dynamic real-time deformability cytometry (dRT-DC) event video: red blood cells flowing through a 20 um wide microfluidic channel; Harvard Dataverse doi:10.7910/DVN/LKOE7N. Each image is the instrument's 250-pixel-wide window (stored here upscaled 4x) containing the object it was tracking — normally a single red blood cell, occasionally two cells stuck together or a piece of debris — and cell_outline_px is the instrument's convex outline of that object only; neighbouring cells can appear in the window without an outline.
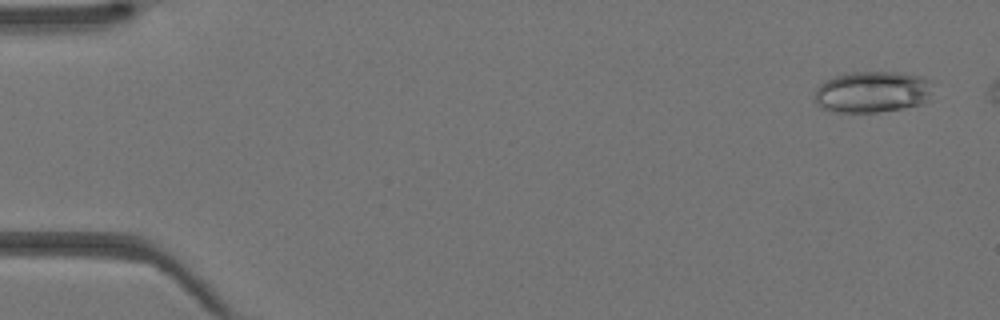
{"species": "Egyptian fruit bat (a non-hibernating species)", "species_latin": "Rousettus aegyptiacus", "temperature_condition": "warm", "stored_images_in_passage": 5, "camera_frame_rate_fps": 3000, "um_per_image_px": 0.085, "animal": {"sex": "female"}, "frame": {"image": 1, "passage_image": 2, "time_ms": 0.333, "image_size_px": [1000, 320], "cell_outline_px": [[932, 100], [924, 104], [904, 108], [880, 112], [832, 112], [820, 108], [812, 100], [812, 92], [824, 80], [836, 76], [852, 72], [896, 72], [924, 76], [932, 80]], "centroid_in_image_um": [74.16, 7.82], "position_along_channel_um": 10.8, "area_um2": 29.54}}